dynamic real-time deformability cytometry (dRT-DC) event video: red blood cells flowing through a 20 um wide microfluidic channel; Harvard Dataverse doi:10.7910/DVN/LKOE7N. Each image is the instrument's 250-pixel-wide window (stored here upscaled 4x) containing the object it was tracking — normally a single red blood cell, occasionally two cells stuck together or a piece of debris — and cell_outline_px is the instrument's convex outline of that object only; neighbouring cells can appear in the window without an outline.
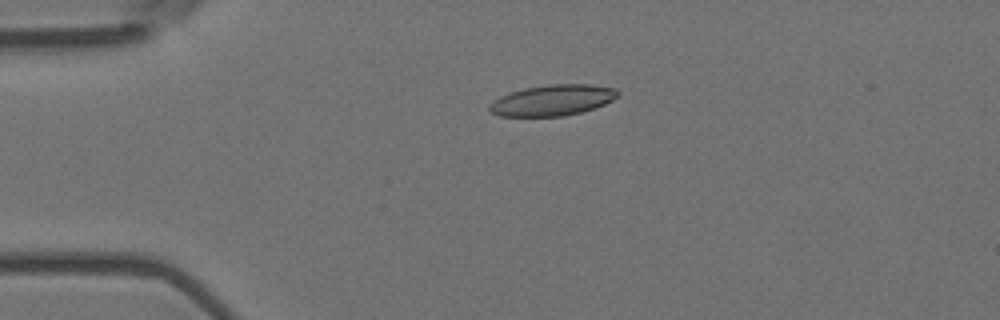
{"species": "Egyptian fruit bat (a non-hibernating species)", "species_latin": "Rousettus aegyptiacus", "temperature_condition": "room temperature", "stored_images_in_passage": 5, "camera_frame_rate_fps": 3000, "um_per_image_px": 0.085, "animal": {"sex": "female"}, "frame": {"image": 1, "passage_image": 4, "time_ms": 1.0, "image_size_px": [1000, 320], "cell_outline_px": [[620, 92], [612, 100], [604, 104], [580, 112], [564, 116], [500, 116], [492, 112], [488, 108], [488, 104], [492, 100], [500, 96], [524, 88], [548, 84], [592, 84], [616, 88]], "centroid_in_image_um": [46.95, 8.51], "position_along_channel_um": 38.1, "area_um2": 23.06}}